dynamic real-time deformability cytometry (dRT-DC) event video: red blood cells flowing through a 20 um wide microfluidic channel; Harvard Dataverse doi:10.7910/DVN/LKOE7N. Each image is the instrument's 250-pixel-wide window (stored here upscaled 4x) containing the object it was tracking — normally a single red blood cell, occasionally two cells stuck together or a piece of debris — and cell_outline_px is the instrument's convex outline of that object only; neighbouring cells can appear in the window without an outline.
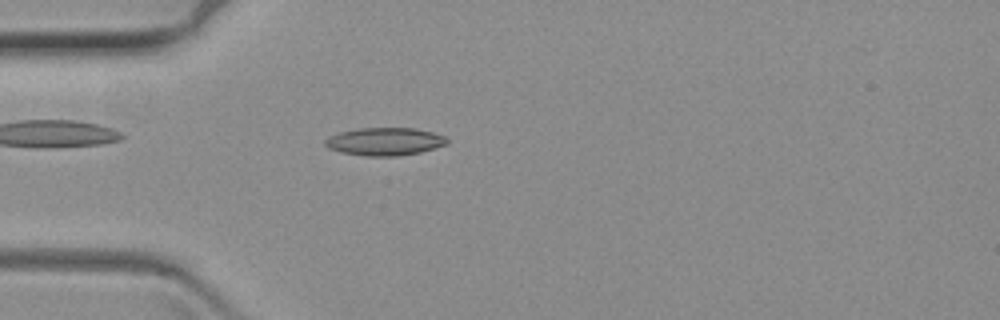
{"species": "common noctule bat (a hibernating species)", "species_latin": "Nyctalus noctula", "temperature_condition": "warm", "stored_images_in_passage": 24, "camera_frame_rate_fps": 3000, "um_per_image_px": 0.085, "animal": {"sex": "female", "body_mass_g": 19.3, "forearm_length_mm": 54.1}, "frame": {"image": 1, "passage_image": 4, "time_ms": 1.0, "image_size_px": [1000, 320], "cell_outline_px": [[448, 144], [420, 152], [396, 156], [364, 156], [340, 152], [328, 148], [324, 144], [324, 140], [328, 136], [340, 132], [360, 128], [416, 128], [432, 132], [444, 136], [448, 140]], "centroid_in_image_um": [32.68, 12.03], "position_along_channel_um": 52.3, "area_um2": 19.83}}
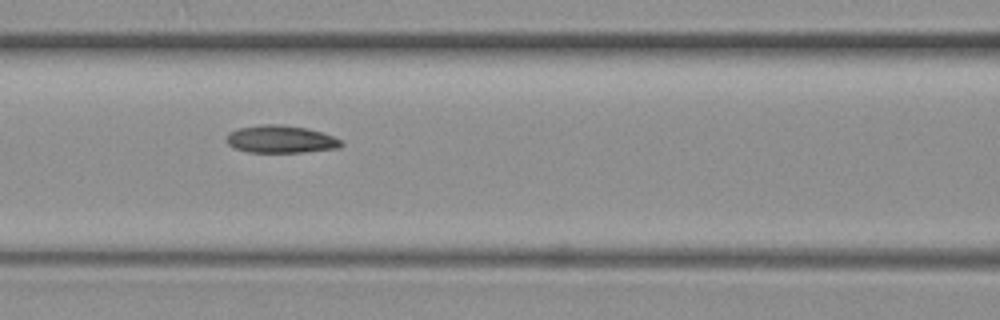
{"frame": {"image": 2, "passage_image": 13, "time_ms": 4.0, "image_size_px": [1000, 320], "cell_outline_px": [[344, 144], [340, 148], [304, 152], [248, 152], [232, 148], [224, 140], [228, 132], [240, 128], [260, 124], [280, 124], [308, 128], [344, 140]], "centroid_in_image_um": [23.85, 11.83], "position_along_channel_um": 142.7, "area_um2": 18.73}}
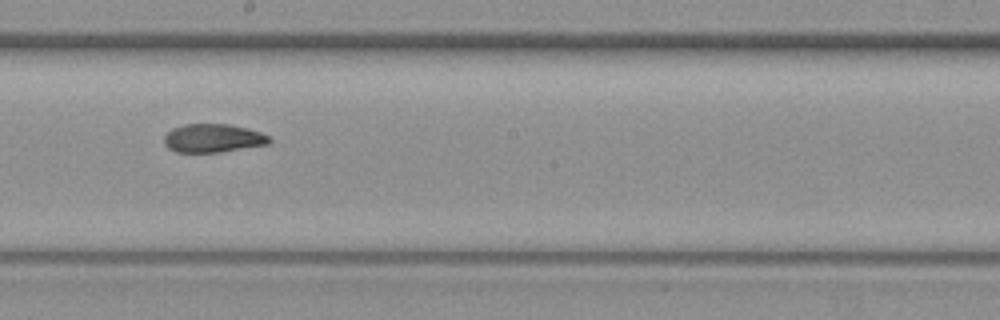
{"frame": {"image": 3, "passage_image": 21, "time_ms": 6.667, "image_size_px": [1000, 320], "cell_outline_px": [[272, 140], [268, 144], [220, 152], [176, 152], [168, 148], [164, 144], [164, 136], [172, 128], [184, 124], [228, 124], [248, 128], [260, 132], [268, 136]], "centroid_in_image_um": [18.09, 11.74], "position_along_channel_um": 230.1, "area_um2": 17.46}}